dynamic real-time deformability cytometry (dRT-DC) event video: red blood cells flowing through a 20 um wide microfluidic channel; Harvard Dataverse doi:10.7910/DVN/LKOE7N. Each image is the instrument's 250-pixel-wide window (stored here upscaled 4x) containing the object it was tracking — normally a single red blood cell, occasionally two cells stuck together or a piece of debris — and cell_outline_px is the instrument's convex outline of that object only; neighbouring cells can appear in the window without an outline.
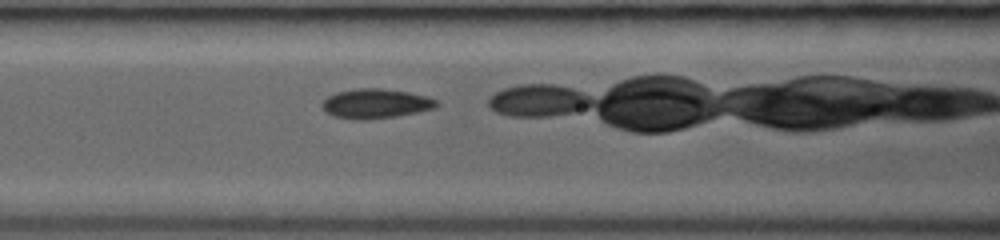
{"species": "common noctule bat (a hibernating species)", "species_latin": "Nyctalus noctula", "temperature_condition": "room temperature", "stored_images_in_passage": 29, "camera_frame_rate_fps": 3000, "um_per_image_px": 0.085, "animal": {"sex": "female", "body_mass_g": 19.0, "forearm_length_mm": 53.3}, "frame": {"image": 1, "passage_image": 8, "time_ms": 2.0, "image_size_px": [1000, 240], "cell_outline_px": [[440, 104], [436, 108], [396, 116], [368, 120], [352, 120], [332, 116], [324, 112], [320, 104], [328, 96], [336, 92], [356, 88], [380, 88], [408, 92], [428, 96], [436, 100]], "centroid_in_image_um": [31.9, 8.81], "position_along_channel_um": 134.7, "area_um2": 20.06}}